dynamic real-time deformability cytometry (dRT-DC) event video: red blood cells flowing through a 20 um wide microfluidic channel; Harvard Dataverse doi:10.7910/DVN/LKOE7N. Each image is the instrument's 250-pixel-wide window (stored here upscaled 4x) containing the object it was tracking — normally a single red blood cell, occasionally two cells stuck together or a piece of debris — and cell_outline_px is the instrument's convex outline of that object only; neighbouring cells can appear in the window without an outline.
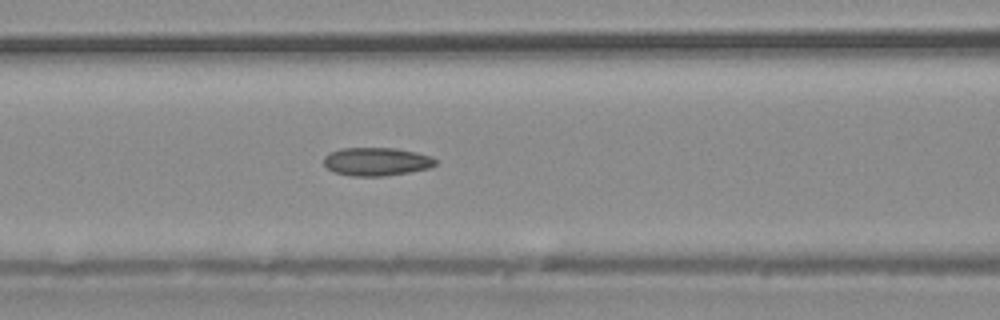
{"species": "common noctule bat (a hibernating species)", "species_latin": "Nyctalus noctula", "temperature_condition": "warm", "stored_images_in_passage": 27, "camera_frame_rate_fps": 3000, "um_per_image_px": 0.085, "animal": {"sex": "male", "body_mass_g": 20.4}, "frame": {"image": 1, "passage_image": 5, "time_ms": 1.333, "image_size_px": [1000, 320], "cell_outline_px": [[436, 164], [428, 168], [408, 172], [384, 176], [352, 176], [332, 172], [324, 164], [324, 156], [328, 152], [340, 148], [396, 148], [416, 152], [432, 156], [436, 160]], "centroid_in_image_um": [31.97, 13.73], "position_along_channel_um": 134.6, "area_um2": 18.5}}
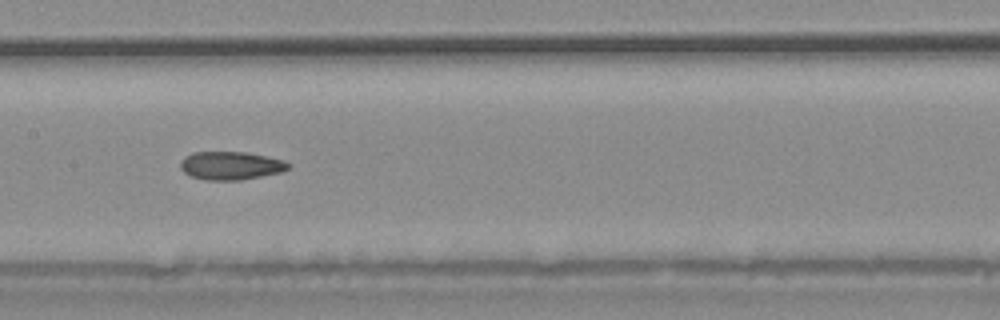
{"frame": {"image": 2, "passage_image": 8, "time_ms": 2.333, "image_size_px": [1000, 320], "cell_outline_px": [[292, 164], [284, 172], [240, 180], [204, 180], [192, 176], [184, 172], [180, 168], [180, 160], [184, 156], [192, 152], [248, 152], [268, 156], [284, 160]], "centroid_in_image_um": [19.64, 14.07], "position_along_channel_um": 187.8, "area_um2": 18.03}}